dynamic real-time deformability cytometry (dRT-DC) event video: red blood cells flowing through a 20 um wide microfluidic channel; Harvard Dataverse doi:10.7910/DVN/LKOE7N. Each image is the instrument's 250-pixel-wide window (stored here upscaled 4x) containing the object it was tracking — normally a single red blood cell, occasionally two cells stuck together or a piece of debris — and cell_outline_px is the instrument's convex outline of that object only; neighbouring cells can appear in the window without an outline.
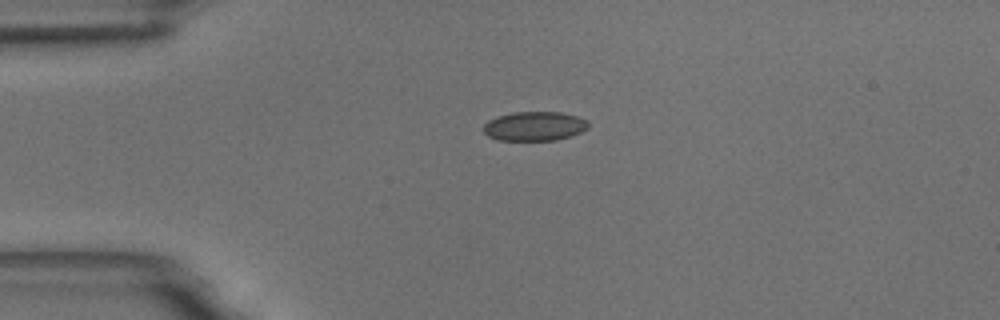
{"species": "common noctule bat (a hibernating species)", "species_latin": "Nyctalus noctula", "temperature_condition": "room temperature", "stored_images_in_passage": 39, "camera_frame_rate_fps": 3000, "um_per_image_px": 0.085, "animal": {"sex": "male", "body_mass_g": 18.8}, "frame": {"image": 1, "passage_image": 1, "time_ms": 0.0, "image_size_px": [1000, 320], "cell_outline_px": [[588, 128], [572, 136], [556, 140], [500, 140], [488, 136], [484, 132], [484, 124], [488, 120], [496, 116], [512, 112], [560, 112], [580, 116], [588, 120]], "centroid_in_image_um": [45.45, 10.71], "position_along_channel_um": 39.5, "area_um2": 18.03}}
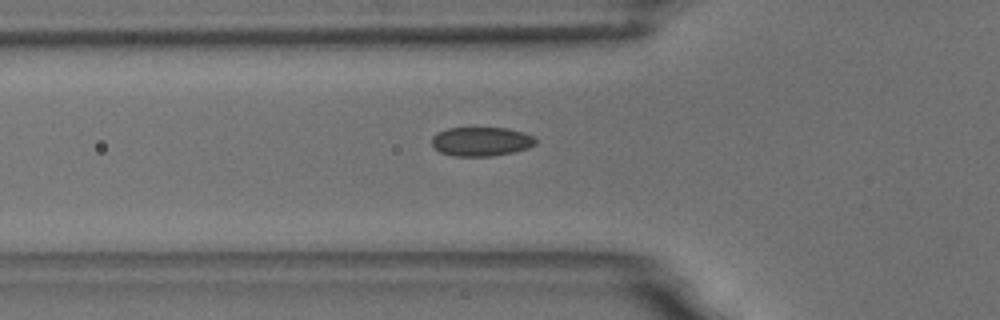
{"frame": {"image": 2, "passage_image": 7, "time_ms": 2.0, "image_size_px": [1000, 320], "cell_outline_px": [[536, 144], [528, 148], [512, 152], [492, 156], [452, 156], [440, 152], [432, 144], [432, 136], [436, 132], [448, 128], [508, 128], [524, 132], [532, 136], [536, 140]], "centroid_in_image_um": [40.89, 12.02], "position_along_channel_um": 84.9, "area_um2": 17.63}}
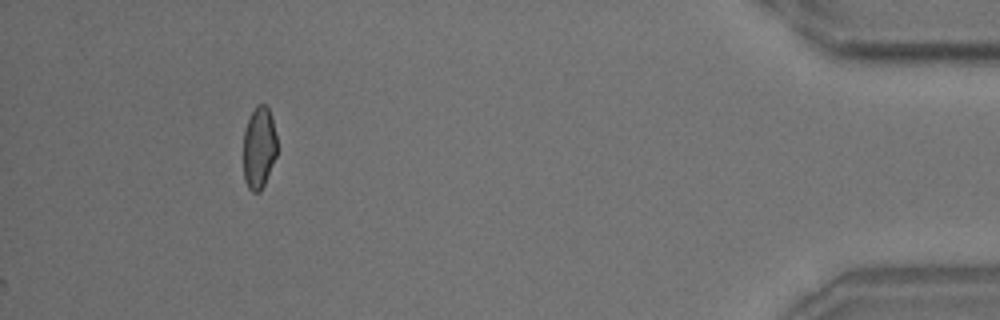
{"frame": {"image": 3, "passage_image": 39, "time_ms": 12.667, "image_size_px": [1000, 320], "cell_outline_px": [[276, 156], [264, 184], [260, 192], [252, 192], [248, 188], [244, 180], [244, 128], [256, 104], [264, 104], [268, 108], [272, 116], [276, 136]], "centroid_in_image_um": [22.01, 12.54], "position_along_channel_um": 413.2, "area_um2": 16.07}, "authors_computed_cell_mechanics": {"area_um2": 17.5712, "velocity_mm_per_s": 3.6546, "shape_relaxation_time_tau1_ms": 7.2992, "shape_relaxation_time_tau2_ms": 1.3552, "deformation_change_tau1": 0.1036, "deformation_change_tau2": 0.0668}}